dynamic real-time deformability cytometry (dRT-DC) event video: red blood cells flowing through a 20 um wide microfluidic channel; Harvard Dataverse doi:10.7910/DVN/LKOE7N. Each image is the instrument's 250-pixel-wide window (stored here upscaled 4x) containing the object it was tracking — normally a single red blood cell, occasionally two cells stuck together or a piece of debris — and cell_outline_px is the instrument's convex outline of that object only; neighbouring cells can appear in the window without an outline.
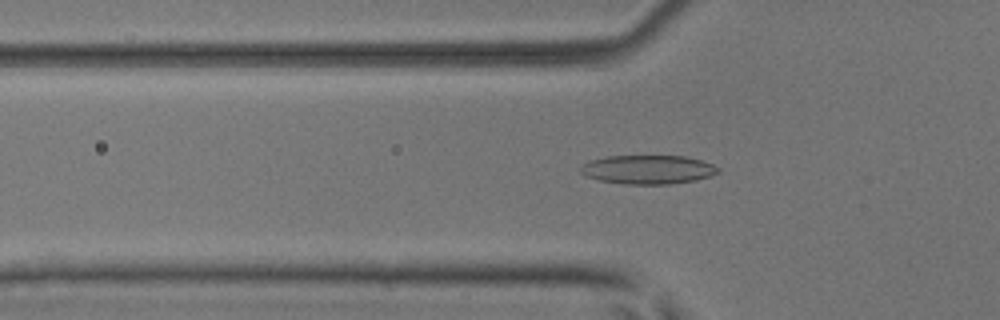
{"species": "common noctule bat (a hibernating species)", "species_latin": "Nyctalus noctula", "temperature_condition": "room temperature", "stored_images_in_passage": 53, "camera_frame_rate_fps": 3000, "um_per_image_px": 0.085, "animal": {"sex": "male", "body_mass_g": 17.9, "forearm_length_mm": 54.2}, "frame": {"image": 1, "passage_image": 18, "time_ms": 5.667, "image_size_px": [1000, 320], "cell_outline_px": [[720, 172], [696, 180], [672, 184], [624, 184], [600, 180], [584, 176], [580, 172], [580, 164], [588, 160], [608, 156], [684, 156], [700, 160], [712, 164], [720, 168]], "centroid_in_image_um": [55.03, 14.41], "position_along_channel_um": 70.8, "area_um2": 23.29}}
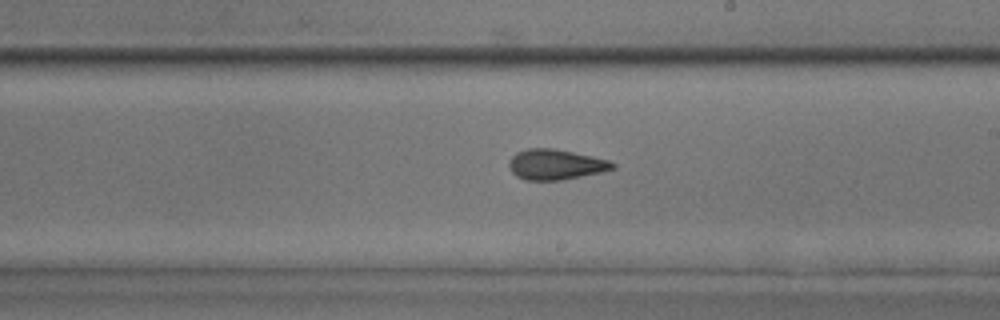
{"frame": {"image": 2, "passage_image": 31, "time_ms": 10.0, "image_size_px": [1000, 320], "cell_outline_px": [[616, 168], [600, 172], [560, 180], [524, 180], [516, 176], [508, 168], [508, 164], [512, 156], [516, 152], [528, 148], [552, 148], [592, 156], [608, 160], [616, 164]], "centroid_in_image_um": [47.19, 13.98], "position_along_channel_um": 241.8, "area_um2": 18.26}}
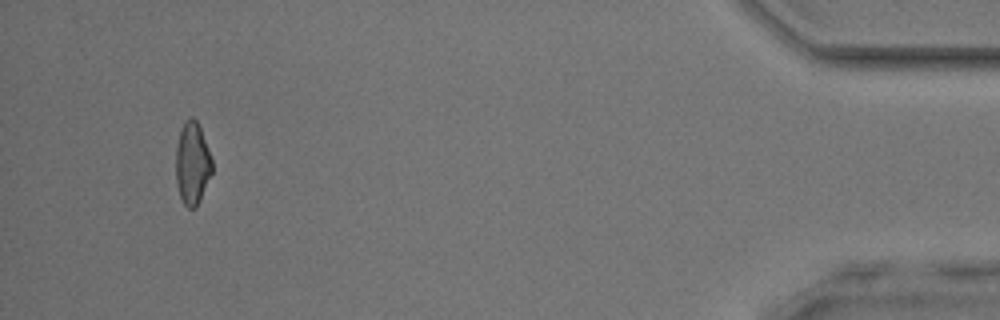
{"frame": {"image": 3, "passage_image": 50, "time_ms": 16.333, "image_size_px": [1000, 320], "cell_outline_px": [[212, 172], [200, 200], [196, 208], [188, 208], [184, 204], [180, 196], [176, 184], [176, 148], [180, 128], [184, 120], [192, 116], [196, 120], [200, 128], [212, 160]], "centroid_in_image_um": [16.33, 13.88], "position_along_channel_um": 418.9, "area_um2": 17.4}, "authors_computed_cell_mechanics": {"area_um2": 18.2648, "velocity_mm_per_s": 3.923, "shape_relaxation_time_tau1_ms": 7.1451, "shape_relaxation_time_tau2_ms": 2.6526, "deformation_change_tau1": 0.155, "deformation_change_tau2": 0.1024}}